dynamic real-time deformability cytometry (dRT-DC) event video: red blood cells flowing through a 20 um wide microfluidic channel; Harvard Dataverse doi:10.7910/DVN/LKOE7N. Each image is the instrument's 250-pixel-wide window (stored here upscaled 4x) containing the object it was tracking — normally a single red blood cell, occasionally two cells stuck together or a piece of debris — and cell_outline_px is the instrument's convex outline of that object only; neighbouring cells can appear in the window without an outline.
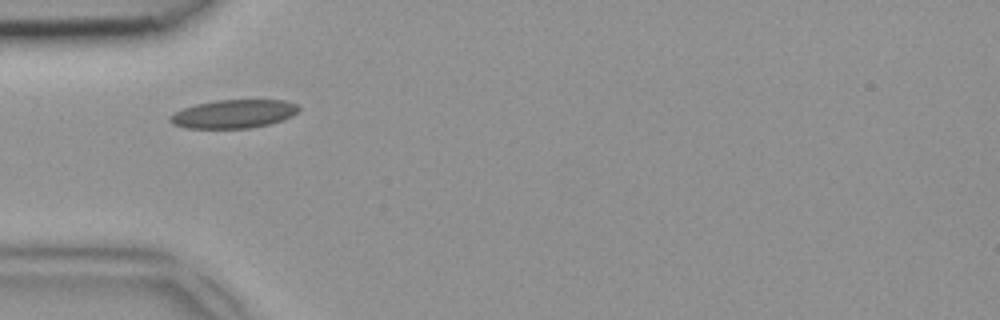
{"species": "common noctule bat (a hibernating species)", "species_latin": "Nyctalus noctula", "temperature_condition": "room temperature", "stored_images_in_passage": 32, "camera_frame_rate_fps": 3000, "um_per_image_px": 0.085, "animal": {"sex": "female", "body_mass_g": 18.4}, "frame": {"image": 1, "passage_image": 1, "time_ms": 0.0, "image_size_px": [1000, 320], "cell_outline_px": [[300, 108], [292, 116], [284, 120], [268, 124], [248, 128], [184, 128], [172, 124], [168, 120], [168, 116], [184, 108], [196, 104], [216, 100], [284, 100], [296, 104]], "centroid_in_image_um": [19.84, 9.68], "position_along_channel_um": 65.2, "area_um2": 21.33}}
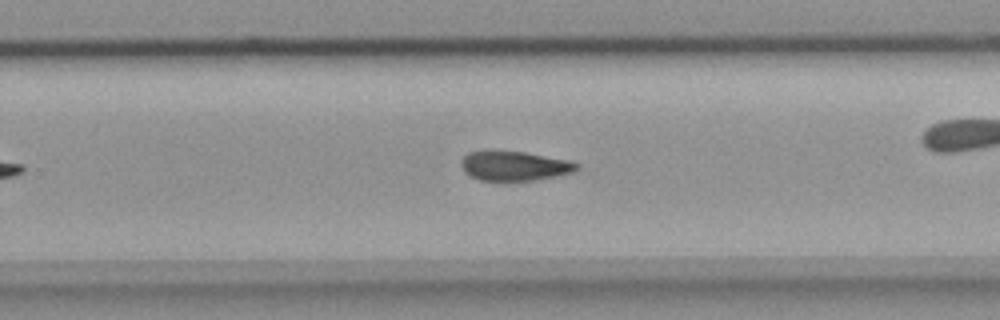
{"frame": {"image": 2, "passage_image": 14, "time_ms": 4.333, "image_size_px": [1000, 320], "cell_outline_px": [[580, 168], [576, 172], [556, 176], [532, 180], [480, 180], [464, 172], [460, 164], [460, 160], [468, 152], [484, 148], [524, 152], [572, 160], [580, 164]], "centroid_in_image_um": [43.72, 14.06], "position_along_channel_um": 286.1, "area_um2": 20.58}}
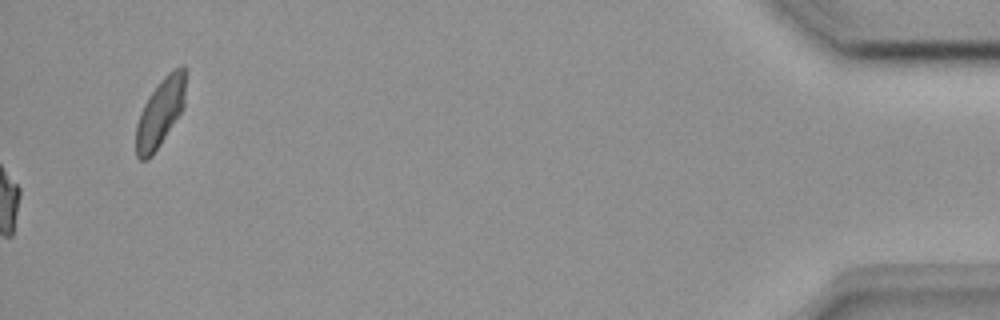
{"frame": {"image": 3, "passage_image": 32, "time_ms": 10.333, "image_size_px": [1000, 320], "cell_outline_px": [[188, 72], [184, 108], [152, 156], [148, 160], [140, 160], [136, 156], [136, 124], [140, 112], [148, 96], [160, 80], [168, 72], [180, 64], [184, 64], [188, 68]], "centroid_in_image_um": [13.67, 9.48], "position_along_channel_um": 421.5, "area_um2": 20.4}}